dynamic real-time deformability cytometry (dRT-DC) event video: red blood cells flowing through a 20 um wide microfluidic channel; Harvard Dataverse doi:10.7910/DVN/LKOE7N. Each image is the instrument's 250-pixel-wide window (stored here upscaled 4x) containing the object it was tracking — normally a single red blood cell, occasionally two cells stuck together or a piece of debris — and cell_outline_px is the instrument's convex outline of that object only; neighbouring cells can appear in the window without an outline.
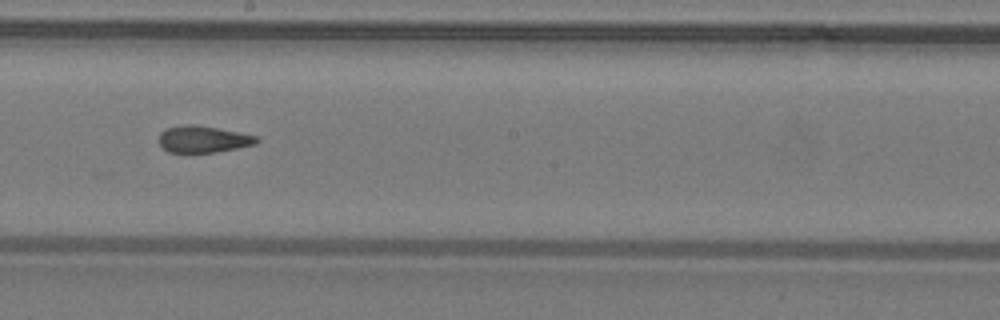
{"species": "common noctule bat (a hibernating species)", "species_latin": "Nyctalus noctula", "temperature_condition": "warm", "stored_images_in_passage": 45, "camera_frame_rate_fps": 3000, "um_per_image_px": 0.085, "animal": {"sex": "male", "body_mass_g": 19.2, "forearm_length_mm": 51.8}, "frame": {"image": 1, "passage_image": 27, "time_ms": 8.667, "image_size_px": [1000, 320], "cell_outline_px": [[260, 140], [256, 144], [216, 152], [168, 152], [156, 140], [160, 132], [164, 128], [188, 124], [192, 124], [240, 132], [256, 136]], "centroid_in_image_um": [17.23, 11.82], "position_along_channel_um": 231.0, "area_um2": 15.26}}
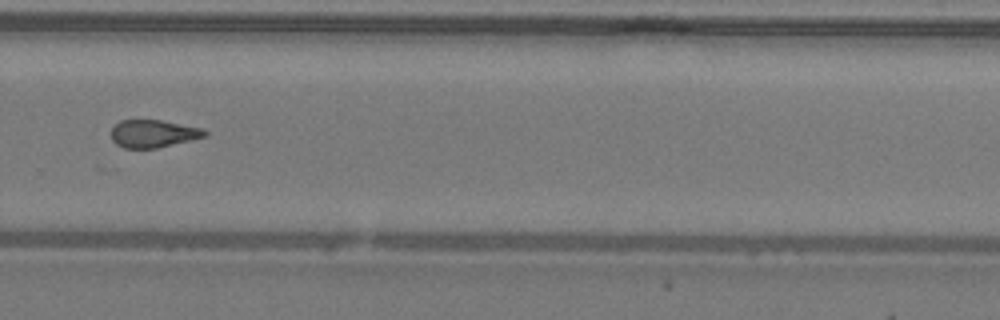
{"frame": {"image": 2, "passage_image": 33, "time_ms": 10.667, "image_size_px": [1000, 320], "cell_outline_px": [[208, 136], [192, 140], [156, 148], [124, 148], [116, 144], [112, 140], [112, 128], [120, 120], [160, 120], [204, 128], [208, 132]], "centroid_in_image_um": [13.07, 11.36], "position_along_channel_um": 316.7, "area_um2": 15.14}}